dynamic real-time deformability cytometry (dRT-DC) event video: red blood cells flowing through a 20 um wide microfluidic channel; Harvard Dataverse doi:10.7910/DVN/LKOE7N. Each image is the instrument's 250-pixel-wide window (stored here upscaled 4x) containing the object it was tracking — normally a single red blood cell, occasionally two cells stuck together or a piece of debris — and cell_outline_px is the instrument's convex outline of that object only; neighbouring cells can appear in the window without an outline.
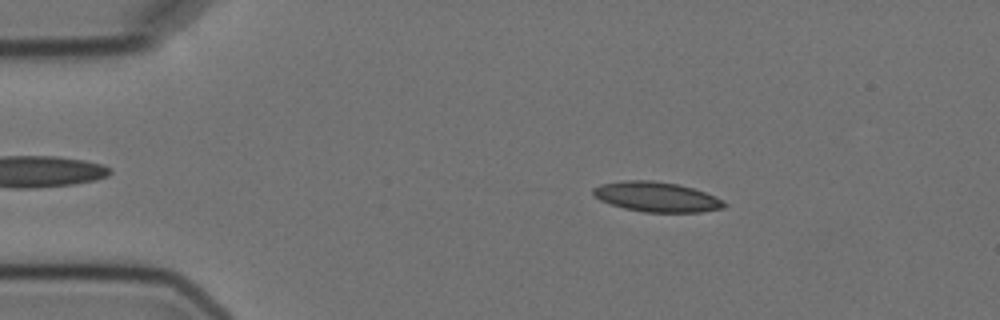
{"species": "Egyptian fruit bat (a non-hibernating species)", "species_latin": "Rousettus aegyptiacus", "temperature_condition": "cold", "stored_images_in_passage": 5, "camera_frame_rate_fps": 3000, "um_per_image_px": 0.085, "animal": {"sex": "female"}, "frame": {"image": 1, "passage_image": 2, "time_ms": 1.333, "image_size_px": [1000, 320], "cell_outline_px": [[728, 204], [724, 208], [700, 212], [644, 212], [624, 208], [600, 200], [592, 196], [592, 188], [600, 184], [620, 180], [652, 180], [680, 184], [716, 196], [724, 200]], "centroid_in_image_um": [55.8, 16.72], "position_along_channel_um": 29.2, "area_um2": 23.12}}
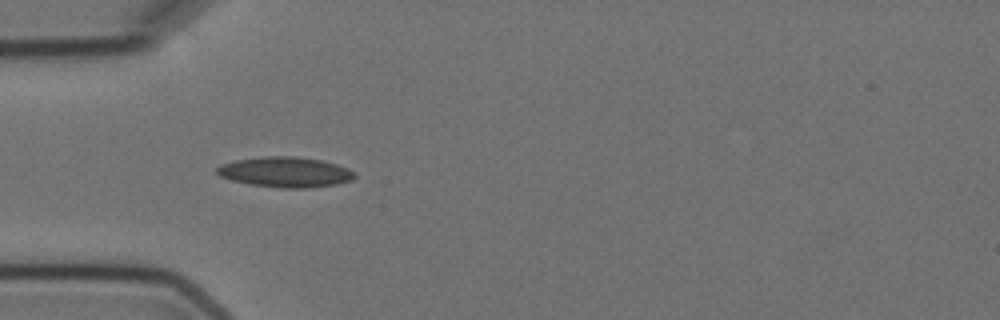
{"frame": {"image": 2, "passage_image": 4, "time_ms": 3.667, "image_size_px": [1000, 320], "cell_outline_px": [[356, 176], [352, 180], [336, 184], [308, 188], [280, 188], [248, 184], [232, 180], [220, 176], [216, 172], [216, 168], [220, 164], [236, 160], [264, 156], [296, 156], [324, 160], [348, 168], [356, 172]], "centroid_in_image_um": [24.27, 14.62], "position_along_channel_um": 60.7, "area_um2": 24.57}}
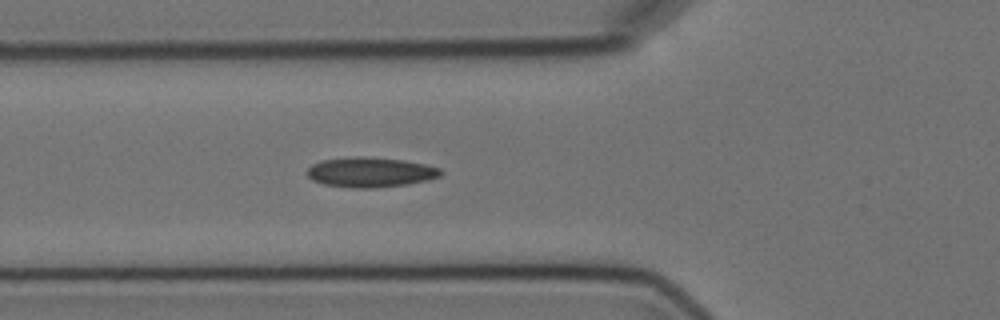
{"frame": {"image": 3, "passage_image": 5, "time_ms": 4.667, "image_size_px": [1000, 320], "cell_outline_px": [[444, 172], [440, 176], [428, 180], [408, 184], [376, 188], [348, 188], [324, 184], [312, 180], [304, 172], [312, 164], [320, 160], [360, 156], [364, 156], [404, 160], [424, 164], [440, 168]], "centroid_in_image_um": [31.46, 14.64], "position_along_channel_um": 94.3, "area_um2": 23.58}}